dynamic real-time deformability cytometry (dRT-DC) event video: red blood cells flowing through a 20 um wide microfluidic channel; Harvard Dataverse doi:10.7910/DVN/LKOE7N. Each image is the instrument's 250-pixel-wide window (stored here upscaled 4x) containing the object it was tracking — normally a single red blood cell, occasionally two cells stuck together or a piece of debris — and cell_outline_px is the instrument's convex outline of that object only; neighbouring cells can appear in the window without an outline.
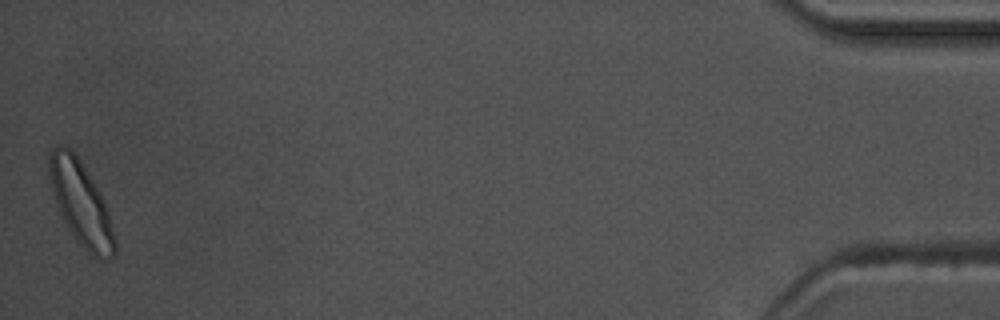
{"species": "common noctule bat (a hibernating species)", "species_latin": "Nyctalus noctula", "temperature_condition": "warm", "stored_images_in_passage": 58, "camera_frame_rate_fps": 3000, "um_per_image_px": 0.085, "animal": {"sex": "male", "body_mass_g": 17.5, "forearm_length_mm": 52.3}, "frame": {"image": 1, "passage_image": 58, "time_ms": 19.0, "image_size_px": [1000, 320], "cell_outline_px": [[116, 252], [112, 256], [92, 256], [76, 240], [68, 228], [56, 204], [48, 176], [48, 156], [56, 148], [68, 148], [80, 160], [100, 192], [104, 200], [108, 212], [116, 240]], "centroid_in_image_um": [6.87, 17.3], "position_along_channel_um": 428.3, "area_um2": 31.15}, "authors_computed_cell_mechanics": {"area_um2": 20.4901, "velocity_mm_per_s": 3.6617, "shape_relaxation_time_tau1_ms": 5.662, "shape_relaxation_time_tau2_ms": 6.8687, "deformation_change_tau1": 0.1285, "deformation_change_tau2": 0.1076}}